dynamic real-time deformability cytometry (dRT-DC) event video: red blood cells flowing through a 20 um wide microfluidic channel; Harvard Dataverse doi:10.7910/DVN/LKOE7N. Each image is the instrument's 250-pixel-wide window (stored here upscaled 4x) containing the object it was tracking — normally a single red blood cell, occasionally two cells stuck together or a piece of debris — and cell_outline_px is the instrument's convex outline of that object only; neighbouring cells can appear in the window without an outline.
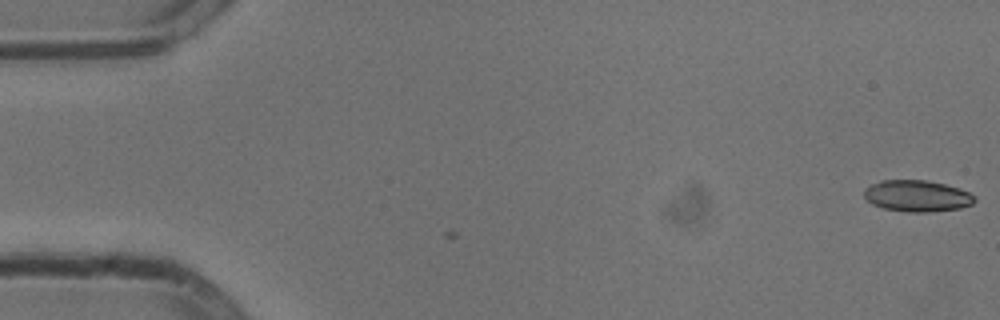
{"species": "common noctule bat (a hibernating species)", "species_latin": "Nyctalus noctula", "temperature_condition": "cold", "stored_images_in_passage": 4, "camera_frame_rate_fps": 3000, "um_per_image_px": 0.085, "animal": {"sex": "male", "body_mass_g": 13.3}, "frame": {"image": 1, "passage_image": 1, "time_ms": 0.0, "image_size_px": [1000, 320], "cell_outline_px": [[976, 200], [972, 204], [960, 208], [928, 212], [908, 212], [884, 208], [872, 204], [864, 196], [864, 188], [880, 180], [928, 180], [960, 188], [976, 196]], "centroid_in_image_um": [77.96, 16.65], "position_along_channel_um": 7.0, "area_um2": 20.29}}